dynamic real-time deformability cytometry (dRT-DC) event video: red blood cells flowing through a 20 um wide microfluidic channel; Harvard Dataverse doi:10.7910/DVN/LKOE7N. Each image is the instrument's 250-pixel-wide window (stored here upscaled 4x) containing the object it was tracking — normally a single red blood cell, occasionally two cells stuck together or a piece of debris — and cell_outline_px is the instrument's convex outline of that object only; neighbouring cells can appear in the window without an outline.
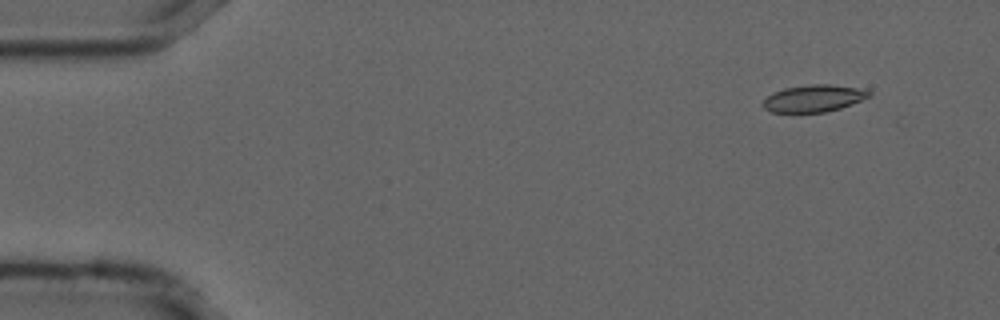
{"species": "common noctule bat (a hibernating species)", "species_latin": "Nyctalus noctula", "temperature_condition": "cold", "stored_images_in_passage": 11, "camera_frame_rate_fps": 3000, "um_per_image_px": 0.085, "animal": {"sex": "male", "forearm_length_mm": 52.5}, "frame": {"image": 1, "passage_image": 1, "time_ms": 0.0, "image_size_px": [1000, 320], "cell_outline_px": [[872, 96], [852, 104], [840, 108], [824, 112], [772, 112], [764, 108], [760, 104], [772, 92], [784, 88], [812, 84], [832, 84], [860, 88], [872, 92]], "centroid_in_image_um": [69.18, 8.35], "position_along_channel_um": 15.8, "area_um2": 16.82}}